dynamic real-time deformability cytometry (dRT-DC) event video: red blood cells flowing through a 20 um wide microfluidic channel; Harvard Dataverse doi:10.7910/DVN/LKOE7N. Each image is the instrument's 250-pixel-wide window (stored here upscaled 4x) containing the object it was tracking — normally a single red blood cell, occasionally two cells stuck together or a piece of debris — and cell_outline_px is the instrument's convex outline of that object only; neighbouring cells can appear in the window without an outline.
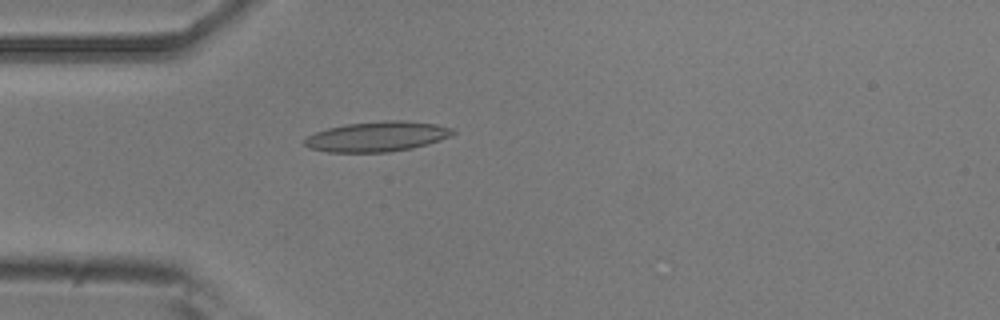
{"species": "common noctule bat (a hibernating species)", "species_latin": "Nyctalus noctula", "temperature_condition": "room temperature", "stored_images_in_passage": 3, "camera_frame_rate_fps": 3000, "um_per_image_px": 0.085, "animal": {"sex": "male", "body_mass_g": 20.5, "forearm_length_mm": 52.5}, "frame": {"image": 1, "passage_image": 3, "time_ms": 0.667, "image_size_px": [1000, 320], "cell_outline_px": [[456, 132], [452, 136], [428, 144], [412, 148], [388, 152], [328, 152], [308, 148], [304, 144], [304, 140], [308, 136], [316, 132], [328, 128], [344, 124], [384, 120], [404, 120], [436, 124], [452, 128]], "centroid_in_image_um": [32.07, 11.6], "position_along_channel_um": 52.9, "area_um2": 26.13}}